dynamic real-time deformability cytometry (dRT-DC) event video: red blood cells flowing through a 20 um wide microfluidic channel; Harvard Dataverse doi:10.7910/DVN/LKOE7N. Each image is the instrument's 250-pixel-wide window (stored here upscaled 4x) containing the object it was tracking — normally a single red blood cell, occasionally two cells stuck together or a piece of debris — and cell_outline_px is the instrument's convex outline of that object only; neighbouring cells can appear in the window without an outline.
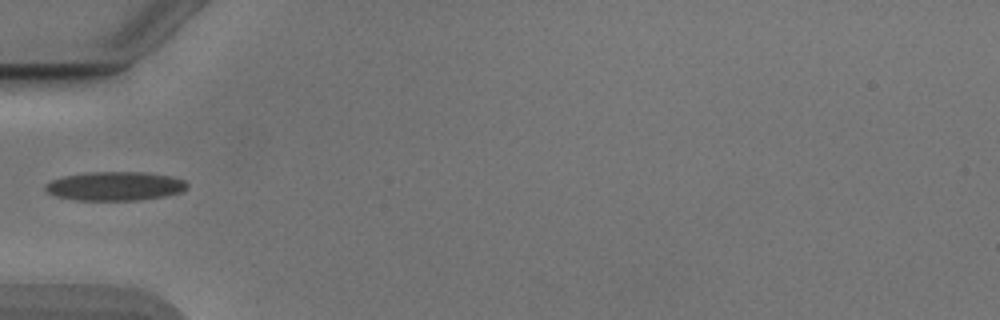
{"species": "Egyptian fruit bat (a non-hibernating species)", "species_latin": "Rousettus aegyptiacus", "temperature_condition": "cold", "stored_images_in_passage": 31, "camera_frame_rate_fps": 3000, "um_per_image_px": 0.085, "animal": {"sex": "male"}, "frame": {"image": 1, "passage_image": 1, "time_ms": 0.0, "image_size_px": [1000, 320], "cell_outline_px": [[188, 188], [180, 192], [164, 196], [140, 200], [76, 200], [56, 196], [48, 192], [44, 188], [44, 184], [52, 180], [64, 176], [84, 172], [148, 172], [172, 176], [184, 180], [188, 184]], "centroid_in_image_um": [9.79, 15.81], "position_along_channel_um": 75.2, "area_um2": 24.04}}
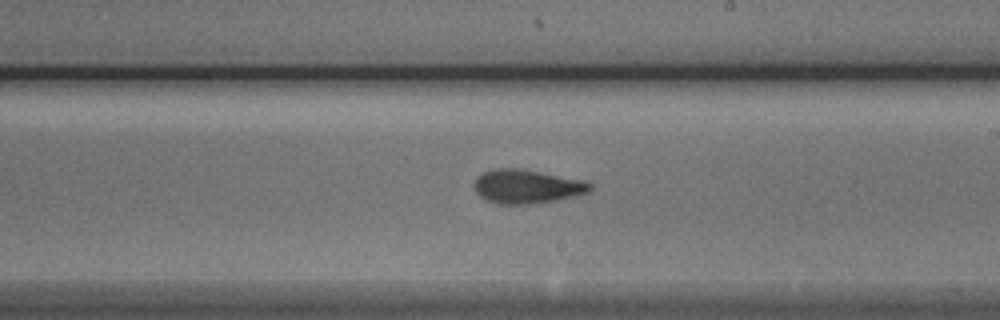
{"frame": {"image": 2, "passage_image": 14, "time_ms": 4.333, "image_size_px": [1000, 320], "cell_outline_px": [[592, 188], [588, 192], [556, 200], [528, 204], [496, 204], [484, 200], [476, 192], [476, 180], [484, 172], [496, 168], [520, 168], [588, 180], [592, 184]], "centroid_in_image_um": [44.83, 15.84], "position_along_channel_um": 244.2, "area_um2": 22.89}}
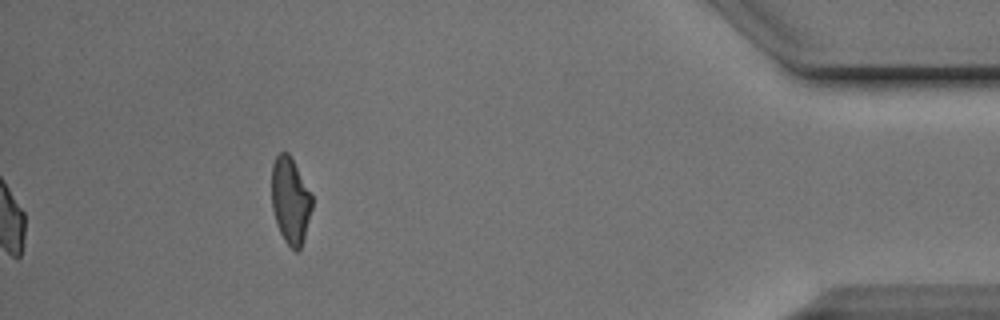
{"frame": {"image": 3, "passage_image": 31, "time_ms": 10.0, "image_size_px": [1000, 320], "cell_outline_px": [[312, 208], [304, 236], [300, 248], [296, 252], [284, 240], [276, 224], [272, 208], [272, 164], [276, 156], [280, 152], [288, 152], [312, 196]], "centroid_in_image_um": [24.66, 17.05], "position_along_channel_um": 410.5, "area_um2": 20.0}}